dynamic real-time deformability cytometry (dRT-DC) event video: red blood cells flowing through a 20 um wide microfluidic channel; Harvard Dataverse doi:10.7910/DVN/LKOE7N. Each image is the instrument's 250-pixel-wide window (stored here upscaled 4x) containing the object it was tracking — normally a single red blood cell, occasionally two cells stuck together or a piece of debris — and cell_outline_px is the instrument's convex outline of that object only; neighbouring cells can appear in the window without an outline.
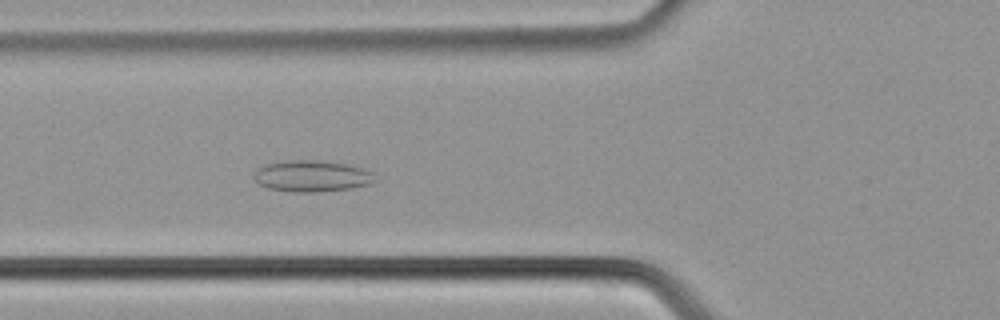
{"species": "common noctule bat (a hibernating species)", "species_latin": "Nyctalus noctula", "temperature_condition": "cold", "stored_images_in_passage": 51, "camera_frame_rate_fps": 3000, "um_per_image_px": 0.085, "animal": {"sex": "male", "body_mass_g": 21.5, "forearm_length_mm": 52.0}, "frame": {"image": 1, "passage_image": 18, "time_ms": 5.667, "image_size_px": [1000, 320], "cell_outline_px": [[376, 180], [372, 184], [352, 188], [312, 192], [292, 192], [268, 188], [260, 184], [252, 176], [256, 168], [264, 164], [284, 160], [316, 160], [348, 164], [364, 168], [372, 172]], "centroid_in_image_um": [26.5, 14.95], "position_along_channel_um": 99.3, "area_um2": 22.37}}
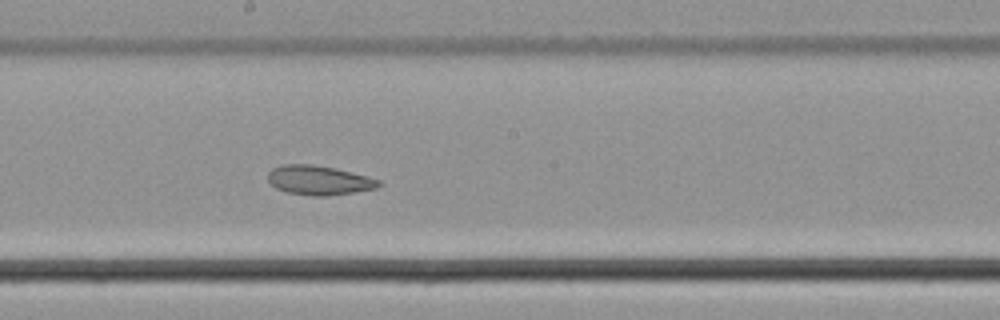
{"frame": {"image": 2, "passage_image": 27, "time_ms": 8.667, "image_size_px": [1000, 320], "cell_outline_px": [[384, 184], [376, 188], [352, 192], [324, 196], [312, 196], [288, 192], [276, 188], [268, 180], [268, 172], [272, 168], [284, 164], [312, 164], [332, 168], [368, 176], [380, 180]], "centroid_in_image_um": [27.11, 15.32], "position_along_channel_um": 221.1, "area_um2": 18.79}}
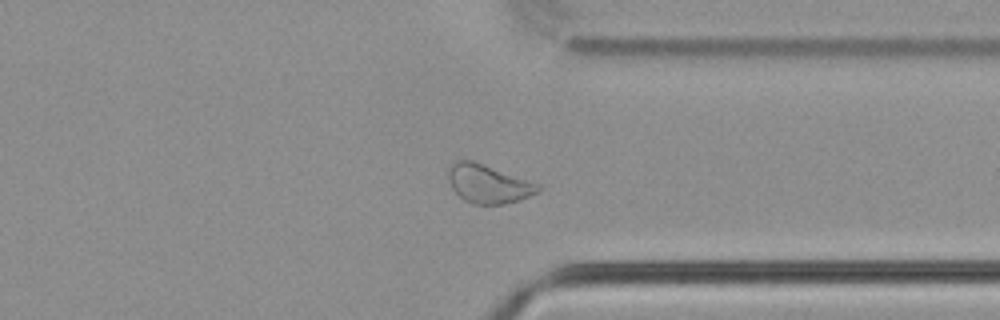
{"frame": {"image": 3, "passage_image": 38, "time_ms": 12.333, "image_size_px": [1000, 320], "cell_outline_px": [[544, 188], [528, 196], [504, 204], [472, 204], [464, 200], [452, 188], [448, 180], [448, 164], [452, 160], [472, 160], [484, 164], [540, 184]], "centroid_in_image_um": [41.46, 15.6], "position_along_channel_um": 369.9, "area_um2": 20.23}}